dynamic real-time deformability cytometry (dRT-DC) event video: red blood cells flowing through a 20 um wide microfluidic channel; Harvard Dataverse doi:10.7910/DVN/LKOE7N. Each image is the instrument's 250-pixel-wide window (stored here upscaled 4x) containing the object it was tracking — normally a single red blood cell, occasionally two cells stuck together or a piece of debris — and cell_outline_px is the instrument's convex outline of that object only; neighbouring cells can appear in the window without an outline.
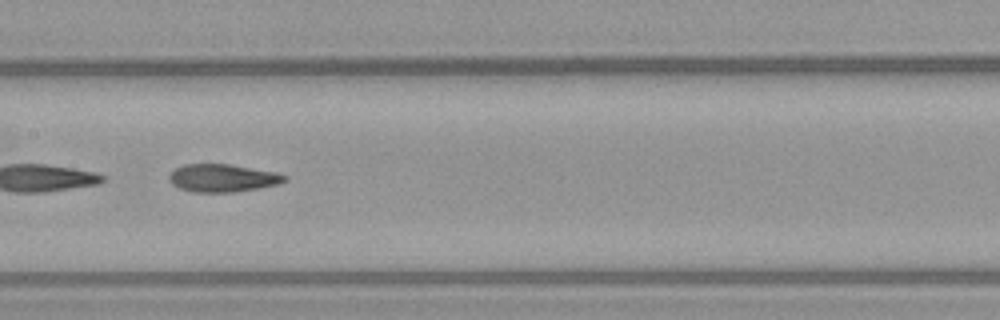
{"species": "common noctule bat (a hibernating species)", "species_latin": "Nyctalus noctula", "temperature_condition": "warm", "stored_images_in_passage": 40, "segment_of_instrument_passage": [2, 2], "camera_frame_rate_fps": 3000, "um_per_image_px": 0.085, "animal": {"sex": "female", "body_mass_g": 21.9}, "frame": {"image": 1, "passage_image": 28, "time_ms": 9.0, "image_size_px": [1000, 320], "cell_outline_px": [[288, 180], [280, 184], [260, 188], [236, 192], [192, 192], [180, 188], [172, 184], [168, 180], [168, 176], [176, 168], [184, 164], [228, 164], [276, 172], [288, 176]], "centroid_in_image_um": [18.95, 15.14], "position_along_channel_um": 188.4, "area_um2": 18.84}}
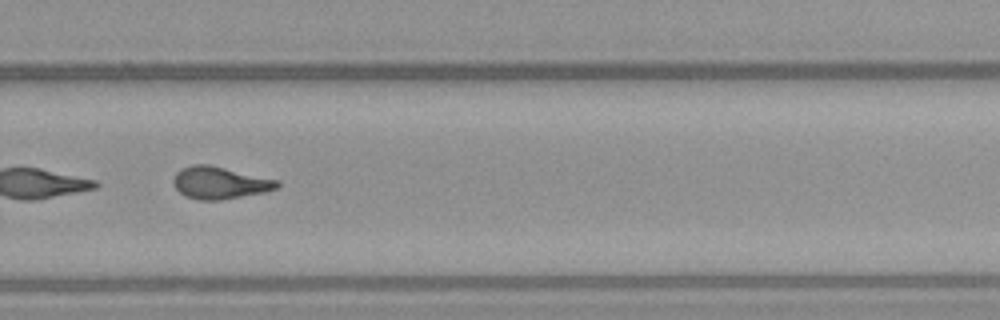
{"frame": {"image": 2, "passage_image": 37, "time_ms": 12.0, "image_size_px": [1000, 320], "cell_outline_px": [[280, 184], [276, 188], [264, 192], [220, 200], [196, 200], [184, 196], [172, 184], [172, 180], [176, 172], [192, 164], [208, 164], [280, 180]], "centroid_in_image_um": [18.66, 15.54], "position_along_channel_um": 311.1, "area_um2": 19.54}}